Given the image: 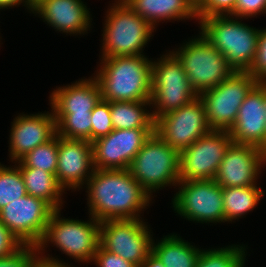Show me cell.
I'll list each match as a JSON object with an SVG mask.
<instances>
[{
	"mask_svg": "<svg viewBox=\"0 0 266 267\" xmlns=\"http://www.w3.org/2000/svg\"><path fill=\"white\" fill-rule=\"evenodd\" d=\"M205 106L199 96L155 121V132L179 152L210 132Z\"/></svg>",
	"mask_w": 266,
	"mask_h": 267,
	"instance_id": "cell-14",
	"label": "cell"
},
{
	"mask_svg": "<svg viewBox=\"0 0 266 267\" xmlns=\"http://www.w3.org/2000/svg\"><path fill=\"white\" fill-rule=\"evenodd\" d=\"M22 246L23 244L0 221V258L12 255Z\"/></svg>",
	"mask_w": 266,
	"mask_h": 267,
	"instance_id": "cell-37",
	"label": "cell"
},
{
	"mask_svg": "<svg viewBox=\"0 0 266 267\" xmlns=\"http://www.w3.org/2000/svg\"><path fill=\"white\" fill-rule=\"evenodd\" d=\"M28 1V10L30 13L33 12V9L39 5L43 0H27Z\"/></svg>",
	"mask_w": 266,
	"mask_h": 267,
	"instance_id": "cell-41",
	"label": "cell"
},
{
	"mask_svg": "<svg viewBox=\"0 0 266 267\" xmlns=\"http://www.w3.org/2000/svg\"><path fill=\"white\" fill-rule=\"evenodd\" d=\"M237 4V0H198L197 15L198 18L230 15Z\"/></svg>",
	"mask_w": 266,
	"mask_h": 267,
	"instance_id": "cell-32",
	"label": "cell"
},
{
	"mask_svg": "<svg viewBox=\"0 0 266 267\" xmlns=\"http://www.w3.org/2000/svg\"><path fill=\"white\" fill-rule=\"evenodd\" d=\"M200 252V248L176 233L152 242V253L167 267H195Z\"/></svg>",
	"mask_w": 266,
	"mask_h": 267,
	"instance_id": "cell-23",
	"label": "cell"
},
{
	"mask_svg": "<svg viewBox=\"0 0 266 267\" xmlns=\"http://www.w3.org/2000/svg\"><path fill=\"white\" fill-rule=\"evenodd\" d=\"M57 162L58 135L56 134L51 140L40 144L18 162H15V165L18 168H38L56 175Z\"/></svg>",
	"mask_w": 266,
	"mask_h": 267,
	"instance_id": "cell-28",
	"label": "cell"
},
{
	"mask_svg": "<svg viewBox=\"0 0 266 267\" xmlns=\"http://www.w3.org/2000/svg\"><path fill=\"white\" fill-rule=\"evenodd\" d=\"M9 135V158L13 164L40 144L57 134L56 120L52 110L44 113L17 115L11 122Z\"/></svg>",
	"mask_w": 266,
	"mask_h": 267,
	"instance_id": "cell-17",
	"label": "cell"
},
{
	"mask_svg": "<svg viewBox=\"0 0 266 267\" xmlns=\"http://www.w3.org/2000/svg\"><path fill=\"white\" fill-rule=\"evenodd\" d=\"M155 129H114L91 142L94 169H129L136 154Z\"/></svg>",
	"mask_w": 266,
	"mask_h": 267,
	"instance_id": "cell-15",
	"label": "cell"
},
{
	"mask_svg": "<svg viewBox=\"0 0 266 267\" xmlns=\"http://www.w3.org/2000/svg\"><path fill=\"white\" fill-rule=\"evenodd\" d=\"M27 195L24 179L16 165L0 163V210L8 203Z\"/></svg>",
	"mask_w": 266,
	"mask_h": 267,
	"instance_id": "cell-30",
	"label": "cell"
},
{
	"mask_svg": "<svg viewBox=\"0 0 266 267\" xmlns=\"http://www.w3.org/2000/svg\"><path fill=\"white\" fill-rule=\"evenodd\" d=\"M141 267H167L153 253H151Z\"/></svg>",
	"mask_w": 266,
	"mask_h": 267,
	"instance_id": "cell-40",
	"label": "cell"
},
{
	"mask_svg": "<svg viewBox=\"0 0 266 267\" xmlns=\"http://www.w3.org/2000/svg\"><path fill=\"white\" fill-rule=\"evenodd\" d=\"M92 262H94L97 267H136L131 262L126 261L117 254L107 251L100 245L98 246Z\"/></svg>",
	"mask_w": 266,
	"mask_h": 267,
	"instance_id": "cell-36",
	"label": "cell"
},
{
	"mask_svg": "<svg viewBox=\"0 0 266 267\" xmlns=\"http://www.w3.org/2000/svg\"><path fill=\"white\" fill-rule=\"evenodd\" d=\"M261 14H266V0H237L235 9L230 15L247 20Z\"/></svg>",
	"mask_w": 266,
	"mask_h": 267,
	"instance_id": "cell-35",
	"label": "cell"
},
{
	"mask_svg": "<svg viewBox=\"0 0 266 267\" xmlns=\"http://www.w3.org/2000/svg\"><path fill=\"white\" fill-rule=\"evenodd\" d=\"M93 171L91 142L58 136L56 177L64 190L74 192L80 190L92 176Z\"/></svg>",
	"mask_w": 266,
	"mask_h": 267,
	"instance_id": "cell-18",
	"label": "cell"
},
{
	"mask_svg": "<svg viewBox=\"0 0 266 267\" xmlns=\"http://www.w3.org/2000/svg\"><path fill=\"white\" fill-rule=\"evenodd\" d=\"M263 100H264V106L266 111V83H263Z\"/></svg>",
	"mask_w": 266,
	"mask_h": 267,
	"instance_id": "cell-42",
	"label": "cell"
},
{
	"mask_svg": "<svg viewBox=\"0 0 266 267\" xmlns=\"http://www.w3.org/2000/svg\"><path fill=\"white\" fill-rule=\"evenodd\" d=\"M166 52L152 61L150 105L154 121L198 97L181 62L171 51Z\"/></svg>",
	"mask_w": 266,
	"mask_h": 267,
	"instance_id": "cell-8",
	"label": "cell"
},
{
	"mask_svg": "<svg viewBox=\"0 0 266 267\" xmlns=\"http://www.w3.org/2000/svg\"><path fill=\"white\" fill-rule=\"evenodd\" d=\"M180 152L169 146L155 131L145 141L133 159L129 171L132 177L151 196L153 193L178 184Z\"/></svg>",
	"mask_w": 266,
	"mask_h": 267,
	"instance_id": "cell-6",
	"label": "cell"
},
{
	"mask_svg": "<svg viewBox=\"0 0 266 267\" xmlns=\"http://www.w3.org/2000/svg\"><path fill=\"white\" fill-rule=\"evenodd\" d=\"M109 107L114 129H155L150 101H112Z\"/></svg>",
	"mask_w": 266,
	"mask_h": 267,
	"instance_id": "cell-25",
	"label": "cell"
},
{
	"mask_svg": "<svg viewBox=\"0 0 266 267\" xmlns=\"http://www.w3.org/2000/svg\"><path fill=\"white\" fill-rule=\"evenodd\" d=\"M171 52L181 62L198 96L219 85L235 71L228 64L225 56L200 32L196 38L191 37Z\"/></svg>",
	"mask_w": 266,
	"mask_h": 267,
	"instance_id": "cell-7",
	"label": "cell"
},
{
	"mask_svg": "<svg viewBox=\"0 0 266 267\" xmlns=\"http://www.w3.org/2000/svg\"><path fill=\"white\" fill-rule=\"evenodd\" d=\"M242 21L243 18L231 15L198 18L199 32L225 56L235 71H248L257 53L259 28Z\"/></svg>",
	"mask_w": 266,
	"mask_h": 267,
	"instance_id": "cell-3",
	"label": "cell"
},
{
	"mask_svg": "<svg viewBox=\"0 0 266 267\" xmlns=\"http://www.w3.org/2000/svg\"><path fill=\"white\" fill-rule=\"evenodd\" d=\"M93 77L100 87L102 100L150 101L152 59L145 55L100 58Z\"/></svg>",
	"mask_w": 266,
	"mask_h": 267,
	"instance_id": "cell-2",
	"label": "cell"
},
{
	"mask_svg": "<svg viewBox=\"0 0 266 267\" xmlns=\"http://www.w3.org/2000/svg\"><path fill=\"white\" fill-rule=\"evenodd\" d=\"M248 72L255 77L257 83H266V28L259 30L257 53Z\"/></svg>",
	"mask_w": 266,
	"mask_h": 267,
	"instance_id": "cell-33",
	"label": "cell"
},
{
	"mask_svg": "<svg viewBox=\"0 0 266 267\" xmlns=\"http://www.w3.org/2000/svg\"><path fill=\"white\" fill-rule=\"evenodd\" d=\"M256 83L248 71H234L219 85L199 95L212 130L229 131L233 127L241 104Z\"/></svg>",
	"mask_w": 266,
	"mask_h": 267,
	"instance_id": "cell-10",
	"label": "cell"
},
{
	"mask_svg": "<svg viewBox=\"0 0 266 267\" xmlns=\"http://www.w3.org/2000/svg\"><path fill=\"white\" fill-rule=\"evenodd\" d=\"M54 209L44 200L27 194L0 210V221L23 244L36 247Z\"/></svg>",
	"mask_w": 266,
	"mask_h": 267,
	"instance_id": "cell-13",
	"label": "cell"
},
{
	"mask_svg": "<svg viewBox=\"0 0 266 267\" xmlns=\"http://www.w3.org/2000/svg\"><path fill=\"white\" fill-rule=\"evenodd\" d=\"M57 135L91 142V114H54Z\"/></svg>",
	"mask_w": 266,
	"mask_h": 267,
	"instance_id": "cell-29",
	"label": "cell"
},
{
	"mask_svg": "<svg viewBox=\"0 0 266 267\" xmlns=\"http://www.w3.org/2000/svg\"><path fill=\"white\" fill-rule=\"evenodd\" d=\"M236 144H248L266 152V111L263 83H256L241 104L237 119L229 130Z\"/></svg>",
	"mask_w": 266,
	"mask_h": 267,
	"instance_id": "cell-19",
	"label": "cell"
},
{
	"mask_svg": "<svg viewBox=\"0 0 266 267\" xmlns=\"http://www.w3.org/2000/svg\"><path fill=\"white\" fill-rule=\"evenodd\" d=\"M265 190L257 185L246 187L222 188L223 209L225 222H235L246 213L253 211L264 196Z\"/></svg>",
	"mask_w": 266,
	"mask_h": 267,
	"instance_id": "cell-26",
	"label": "cell"
},
{
	"mask_svg": "<svg viewBox=\"0 0 266 267\" xmlns=\"http://www.w3.org/2000/svg\"><path fill=\"white\" fill-rule=\"evenodd\" d=\"M176 187L171 204L181 218L200 224L225 222L222 187L215 180H180Z\"/></svg>",
	"mask_w": 266,
	"mask_h": 267,
	"instance_id": "cell-9",
	"label": "cell"
},
{
	"mask_svg": "<svg viewBox=\"0 0 266 267\" xmlns=\"http://www.w3.org/2000/svg\"><path fill=\"white\" fill-rule=\"evenodd\" d=\"M89 10L83 0H43L32 13L58 33L76 36L92 28Z\"/></svg>",
	"mask_w": 266,
	"mask_h": 267,
	"instance_id": "cell-20",
	"label": "cell"
},
{
	"mask_svg": "<svg viewBox=\"0 0 266 267\" xmlns=\"http://www.w3.org/2000/svg\"><path fill=\"white\" fill-rule=\"evenodd\" d=\"M23 5L28 10L27 0H0V10L11 9L13 7H19Z\"/></svg>",
	"mask_w": 266,
	"mask_h": 267,
	"instance_id": "cell-39",
	"label": "cell"
},
{
	"mask_svg": "<svg viewBox=\"0 0 266 267\" xmlns=\"http://www.w3.org/2000/svg\"><path fill=\"white\" fill-rule=\"evenodd\" d=\"M91 142L107 136L114 128L110 114L109 102L100 100L91 113Z\"/></svg>",
	"mask_w": 266,
	"mask_h": 267,
	"instance_id": "cell-31",
	"label": "cell"
},
{
	"mask_svg": "<svg viewBox=\"0 0 266 267\" xmlns=\"http://www.w3.org/2000/svg\"><path fill=\"white\" fill-rule=\"evenodd\" d=\"M233 142L227 130H211L180 151V180H214L219 165Z\"/></svg>",
	"mask_w": 266,
	"mask_h": 267,
	"instance_id": "cell-12",
	"label": "cell"
},
{
	"mask_svg": "<svg viewBox=\"0 0 266 267\" xmlns=\"http://www.w3.org/2000/svg\"><path fill=\"white\" fill-rule=\"evenodd\" d=\"M36 253V247L23 245L12 255L0 258V267H31Z\"/></svg>",
	"mask_w": 266,
	"mask_h": 267,
	"instance_id": "cell-34",
	"label": "cell"
},
{
	"mask_svg": "<svg viewBox=\"0 0 266 267\" xmlns=\"http://www.w3.org/2000/svg\"><path fill=\"white\" fill-rule=\"evenodd\" d=\"M47 255V256H46ZM39 255L36 253L33 256V263L31 267H74L73 265L66 263L63 259L52 257L49 254Z\"/></svg>",
	"mask_w": 266,
	"mask_h": 267,
	"instance_id": "cell-38",
	"label": "cell"
},
{
	"mask_svg": "<svg viewBox=\"0 0 266 267\" xmlns=\"http://www.w3.org/2000/svg\"><path fill=\"white\" fill-rule=\"evenodd\" d=\"M114 1L103 22L100 57L144 55V47L156 30L125 1Z\"/></svg>",
	"mask_w": 266,
	"mask_h": 267,
	"instance_id": "cell-4",
	"label": "cell"
},
{
	"mask_svg": "<svg viewBox=\"0 0 266 267\" xmlns=\"http://www.w3.org/2000/svg\"><path fill=\"white\" fill-rule=\"evenodd\" d=\"M144 219L100 222V246L141 267L152 253L153 232Z\"/></svg>",
	"mask_w": 266,
	"mask_h": 267,
	"instance_id": "cell-11",
	"label": "cell"
},
{
	"mask_svg": "<svg viewBox=\"0 0 266 267\" xmlns=\"http://www.w3.org/2000/svg\"><path fill=\"white\" fill-rule=\"evenodd\" d=\"M24 179L27 194L46 201L54 210L63 209L64 188L56 175L38 168H19Z\"/></svg>",
	"mask_w": 266,
	"mask_h": 267,
	"instance_id": "cell-24",
	"label": "cell"
},
{
	"mask_svg": "<svg viewBox=\"0 0 266 267\" xmlns=\"http://www.w3.org/2000/svg\"><path fill=\"white\" fill-rule=\"evenodd\" d=\"M88 214L98 221L143 219L151 197L128 169H94L87 180Z\"/></svg>",
	"mask_w": 266,
	"mask_h": 267,
	"instance_id": "cell-1",
	"label": "cell"
},
{
	"mask_svg": "<svg viewBox=\"0 0 266 267\" xmlns=\"http://www.w3.org/2000/svg\"><path fill=\"white\" fill-rule=\"evenodd\" d=\"M264 166V150L253 145L232 142L225 152L214 180L222 188L254 186L257 185Z\"/></svg>",
	"mask_w": 266,
	"mask_h": 267,
	"instance_id": "cell-16",
	"label": "cell"
},
{
	"mask_svg": "<svg viewBox=\"0 0 266 267\" xmlns=\"http://www.w3.org/2000/svg\"><path fill=\"white\" fill-rule=\"evenodd\" d=\"M140 17L145 19L154 29L159 22L196 19L197 2L195 0H123Z\"/></svg>",
	"mask_w": 266,
	"mask_h": 267,
	"instance_id": "cell-22",
	"label": "cell"
},
{
	"mask_svg": "<svg viewBox=\"0 0 266 267\" xmlns=\"http://www.w3.org/2000/svg\"><path fill=\"white\" fill-rule=\"evenodd\" d=\"M60 216L61 209L52 212L45 233L36 246L37 253L45 254V249L53 244L52 247L56 246L75 262H92L100 245V221L90 215L87 221Z\"/></svg>",
	"mask_w": 266,
	"mask_h": 267,
	"instance_id": "cell-5",
	"label": "cell"
},
{
	"mask_svg": "<svg viewBox=\"0 0 266 267\" xmlns=\"http://www.w3.org/2000/svg\"><path fill=\"white\" fill-rule=\"evenodd\" d=\"M101 99L100 87L92 76L53 89L49 103L53 114H91Z\"/></svg>",
	"mask_w": 266,
	"mask_h": 267,
	"instance_id": "cell-21",
	"label": "cell"
},
{
	"mask_svg": "<svg viewBox=\"0 0 266 267\" xmlns=\"http://www.w3.org/2000/svg\"><path fill=\"white\" fill-rule=\"evenodd\" d=\"M247 246L228 245L225 247L201 249L195 267H244Z\"/></svg>",
	"mask_w": 266,
	"mask_h": 267,
	"instance_id": "cell-27",
	"label": "cell"
}]
</instances>
